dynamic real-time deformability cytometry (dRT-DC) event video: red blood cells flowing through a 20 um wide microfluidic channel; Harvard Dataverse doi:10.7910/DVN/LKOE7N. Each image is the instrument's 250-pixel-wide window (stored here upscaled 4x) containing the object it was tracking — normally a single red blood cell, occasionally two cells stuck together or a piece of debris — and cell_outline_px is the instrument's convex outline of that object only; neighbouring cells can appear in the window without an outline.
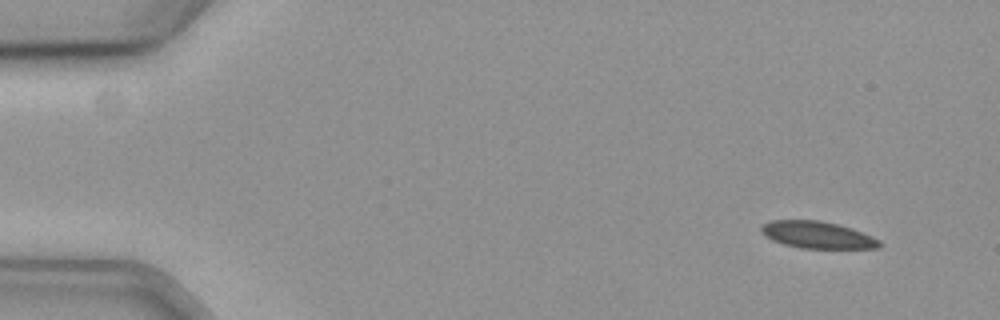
{"species": "common noctule bat (a hibernating species)", "species_latin": "Nyctalus noctula", "temperature_condition": "cold", "stored_images_in_passage": 57, "camera_frame_rate_fps": 3000, "um_per_image_px": 0.085, "animal": {"sex": "female", "body_mass_g": 19.3, "forearm_length_mm": 54.1}, "frame": {"image": 1, "passage_image": 4, "time_ms": 1.0, "image_size_px": [1000, 320], "cell_outline_px": [[880, 248], [800, 248], [784, 244], [772, 240], [760, 232], [760, 228], [764, 224], [772, 220], [820, 220], [852, 228], [872, 236], [880, 240]], "centroid_in_image_um": [69.47, 19.96], "position_along_channel_um": 15.5, "area_um2": 18.5}}
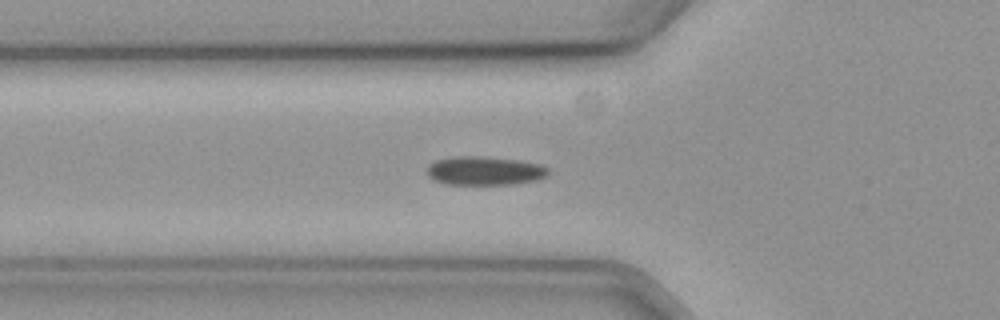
{"frame": {"image": 2, "passage_image": 20, "time_ms": 6.333, "image_size_px": [1000, 320], "cell_outline_px": [[548, 176], [536, 180], [512, 184], [448, 184], [436, 180], [428, 176], [428, 164], [436, 160], [456, 156], [476, 156], [516, 160], [540, 164], [548, 168]], "centroid_in_image_um": [41.2, 14.51], "position_along_channel_um": 84.6, "area_um2": 20.06}}
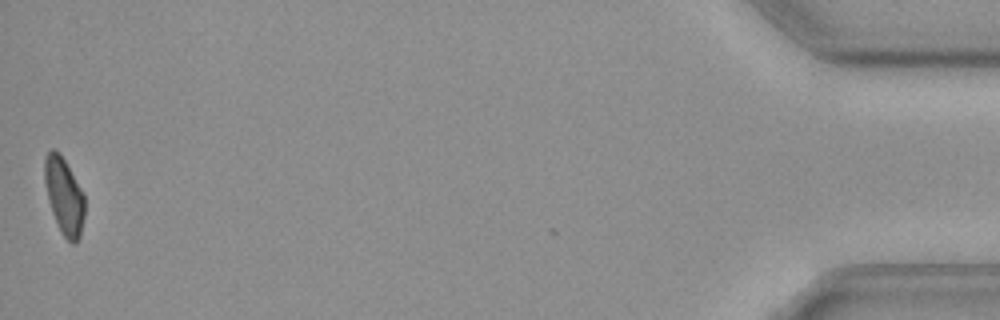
{"frame": {"image": 3, "passage_image": 57, "time_ms": 18.667, "image_size_px": [1000, 320], "cell_outline_px": [[84, 216], [80, 236], [76, 244], [72, 244], [60, 232], [52, 212], [48, 200], [44, 180], [44, 156], [52, 148], [56, 148], [60, 152], [80, 188], [84, 196]], "centroid_in_image_um": [5.43, 16.65], "position_along_channel_um": 429.8, "area_um2": 17.92}, "authors_computed_cell_mechanics": {"area_um2": 19.8832, "velocity_mm_per_s": 3.5993, "shape_relaxation_time_tau1_ms": 5.4335, "shape_relaxation_time_tau2_ms": null, "deformation_change_tau1": 0.1288, "deformation_change_tau2": null}}